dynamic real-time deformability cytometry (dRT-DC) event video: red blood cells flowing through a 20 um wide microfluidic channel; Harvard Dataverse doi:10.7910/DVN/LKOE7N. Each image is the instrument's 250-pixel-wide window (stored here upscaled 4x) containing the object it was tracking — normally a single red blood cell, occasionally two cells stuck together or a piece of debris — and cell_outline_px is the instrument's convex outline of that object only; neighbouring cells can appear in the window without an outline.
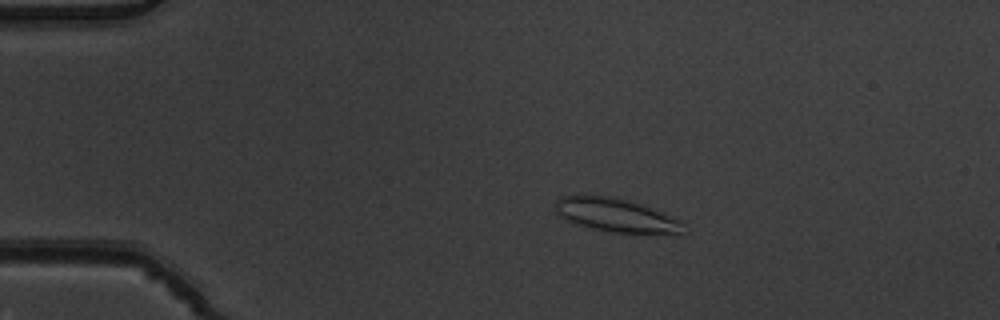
{"species": "common noctule bat (a hibernating species)", "species_latin": "Nyctalus noctula", "temperature_condition": "warm", "stored_images_in_passage": 7, "camera_frame_rate_fps": 3000, "um_per_image_px": 0.085, "animal": {"sex": "male", "body_mass_g": 19.5, "forearm_length_mm": 54.6}, "frame": {"image": 1, "passage_image": 3, "time_ms": 0.667, "image_size_px": [1000, 320], "cell_outline_px": [[680, 232], [612, 232], [592, 228], [576, 224], [568, 220], [556, 212], [556, 200], [560, 196], [588, 192], [612, 196], [628, 200], [640, 204], [680, 220]], "centroid_in_image_um": [52.17, 18.21], "position_along_channel_um": 32.8, "area_um2": 24.62}}
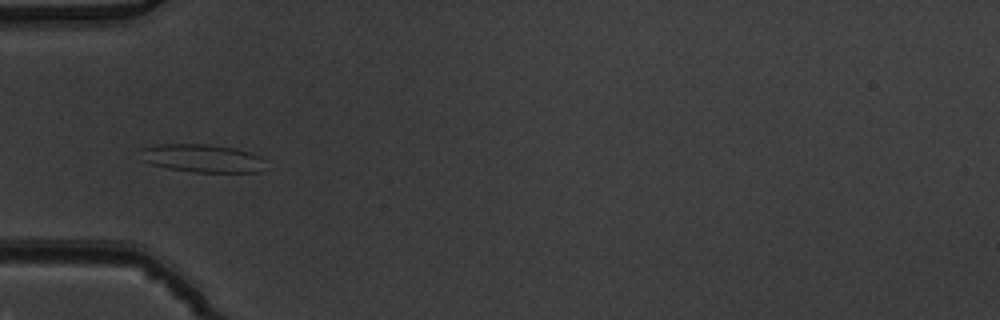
{"frame": {"image": 2, "passage_image": 5, "time_ms": 1.333, "image_size_px": [1000, 320], "cell_outline_px": [[260, 172], [196, 172], [168, 168], [148, 164], [140, 160], [140, 148], [156, 144], [208, 144], [236, 148], [252, 152], [260, 156]], "centroid_in_image_um": [17.07, 13.43], "position_along_channel_um": 67.9, "area_um2": 20.52}}
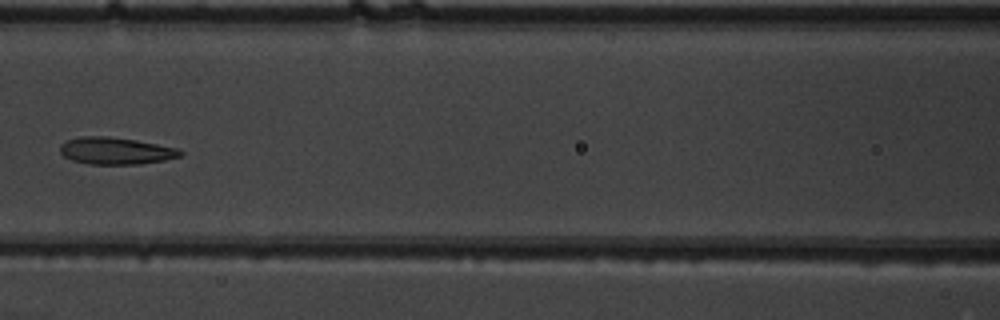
{"frame": {"image": 3, "passage_image": 7, "time_ms": 2.0, "image_size_px": [1000, 320], "cell_outline_px": [[184, 152], [180, 156], [164, 160], [140, 164], [88, 164], [72, 160], [64, 156], [60, 152], [60, 144], [68, 140], [80, 136], [108, 136], [136, 140], [180, 148]], "centroid_in_image_um": [9.85, 12.82], "position_along_channel_um": 156.7, "area_um2": 19.02}}